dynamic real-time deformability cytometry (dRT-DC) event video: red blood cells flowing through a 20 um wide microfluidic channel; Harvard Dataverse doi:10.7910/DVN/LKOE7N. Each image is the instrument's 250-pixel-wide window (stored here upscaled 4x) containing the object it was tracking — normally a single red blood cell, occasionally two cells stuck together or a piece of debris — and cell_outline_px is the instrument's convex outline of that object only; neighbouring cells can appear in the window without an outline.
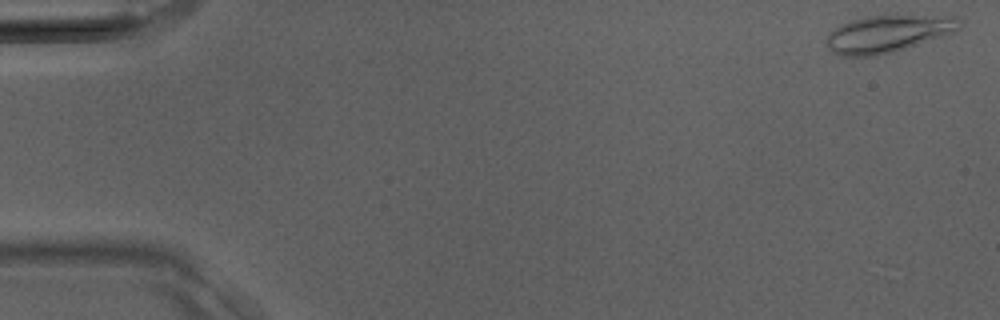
{"species": "Egyptian fruit bat (a non-hibernating species)", "species_latin": "Rousettus aegyptiacus", "temperature_condition": "room temperature", "stored_images_in_passage": 39, "camera_frame_rate_fps": 3000, "um_per_image_px": 0.085, "animal": {"sex": "male"}, "frame": {"image": 1, "passage_image": 1, "time_ms": 0.0, "image_size_px": [1000, 320], "cell_outline_px": [[964, 20], [960, 28], [952, 32], [892, 52], [876, 56], [840, 56], [832, 52], [828, 48], [828, 32], [852, 20], [864, 16], [896, 12], [960, 16]], "centroid_in_image_um": [75.55, 2.79], "position_along_channel_um": 9.4, "area_um2": 29.71}}